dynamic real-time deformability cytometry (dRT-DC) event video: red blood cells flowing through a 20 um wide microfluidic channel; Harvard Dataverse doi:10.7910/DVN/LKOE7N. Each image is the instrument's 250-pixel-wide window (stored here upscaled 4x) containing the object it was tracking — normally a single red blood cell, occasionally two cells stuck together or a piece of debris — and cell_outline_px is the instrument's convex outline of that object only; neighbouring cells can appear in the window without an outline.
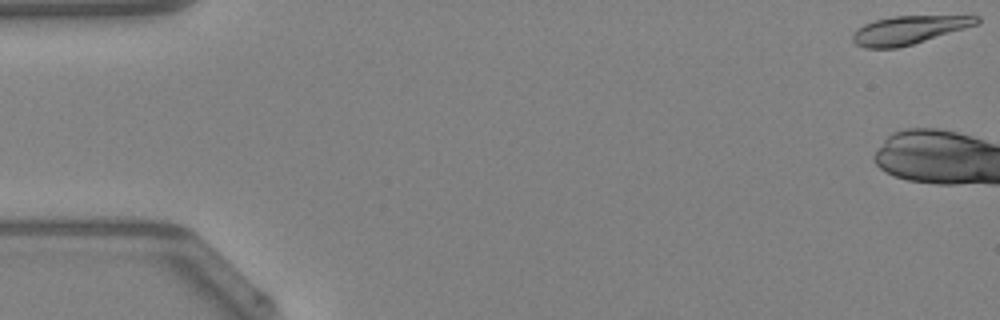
{"species": "Egyptian fruit bat (a non-hibernating species)", "species_latin": "Rousettus aegyptiacus", "temperature_condition": "warm", "stored_images_in_passage": 6, "camera_frame_rate_fps": 3000, "um_per_image_px": 0.085, "animal": {"sex": "female"}, "frame": {"image": 1, "passage_image": 1, "time_ms": 0.0, "image_size_px": [1000, 320], "cell_outline_px": [[980, 20], [976, 24], [964, 28], [912, 44], [896, 48], [864, 48], [856, 44], [852, 40], [852, 32], [856, 28], [864, 24], [876, 20], [892, 16], [980, 16]], "centroid_in_image_um": [77.16, 2.55], "position_along_channel_um": 7.8, "area_um2": 20.17}}